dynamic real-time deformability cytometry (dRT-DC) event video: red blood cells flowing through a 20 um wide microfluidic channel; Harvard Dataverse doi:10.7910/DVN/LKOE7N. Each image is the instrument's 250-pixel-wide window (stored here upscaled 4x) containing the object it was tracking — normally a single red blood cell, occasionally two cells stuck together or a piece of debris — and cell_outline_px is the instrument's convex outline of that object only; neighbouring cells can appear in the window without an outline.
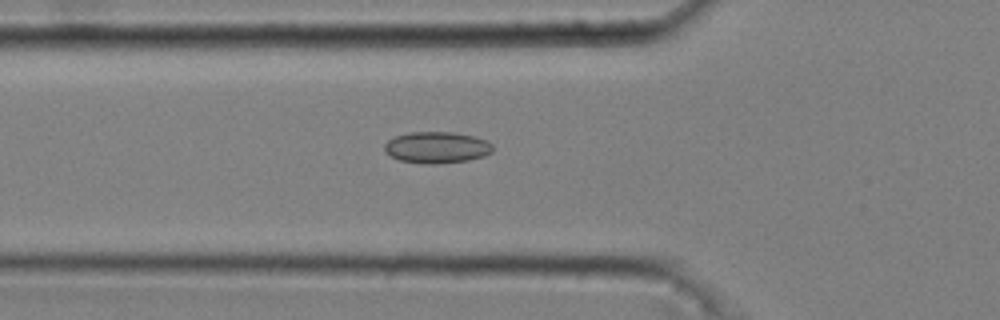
{"species": "common noctule bat (a hibernating species)", "species_latin": "Nyctalus noctula", "temperature_condition": "cold", "stored_images_in_passage": 50, "camera_frame_rate_fps": 3000, "um_per_image_px": 0.085, "animal": {"sex": "male", "body_mass_g": 20.4}, "frame": {"image": 1, "passage_image": 19, "time_ms": 6.0, "image_size_px": [1000, 320], "cell_outline_px": [[492, 152], [484, 156], [468, 160], [436, 164], [424, 164], [400, 160], [384, 152], [384, 144], [388, 140], [396, 136], [408, 132], [452, 132], [472, 136], [484, 140], [492, 144]], "centroid_in_image_um": [37.1, 12.53], "position_along_channel_um": 88.7, "area_um2": 19.77}}
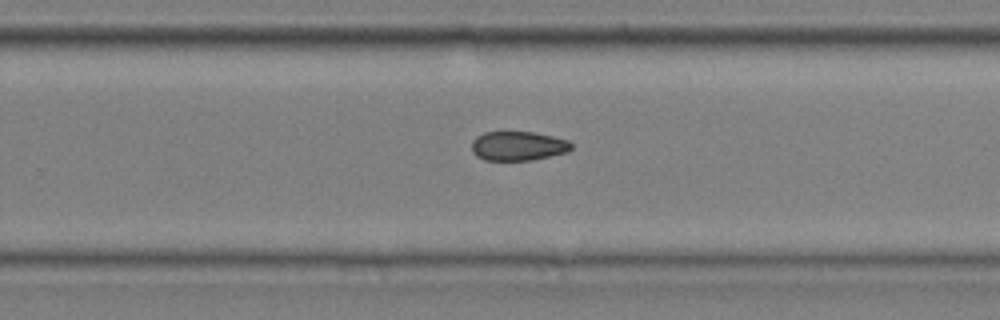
{"frame": {"image": 2, "passage_image": 35, "time_ms": 11.333, "image_size_px": [1000, 320], "cell_outline_px": [[572, 148], [568, 152], [552, 156], [532, 160], [484, 160], [476, 156], [472, 152], [472, 140], [476, 136], [484, 132], [532, 132], [552, 136], [568, 140], [572, 144]], "centroid_in_image_um": [44.03, 12.41], "position_along_channel_um": 285.8, "area_um2": 17.11}}
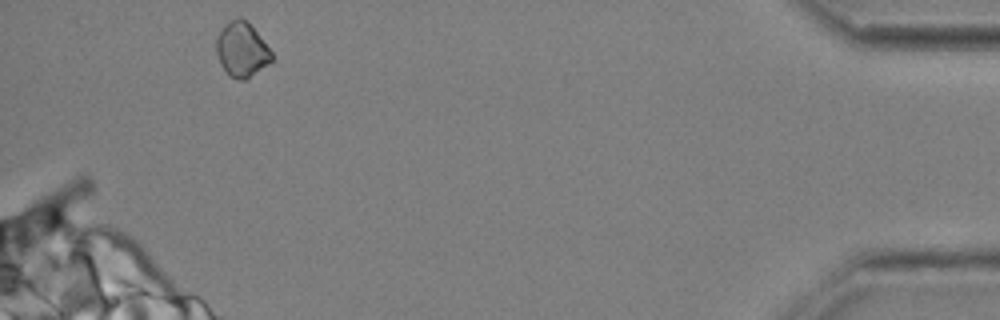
{"frame": {"image": 3, "passage_image": 50, "time_ms": 16.333, "image_size_px": [1000, 320], "cell_outline_px": [[272, 60], [268, 64], [244, 80], [240, 80], [228, 76], [220, 64], [216, 52], [216, 36], [224, 24], [236, 16], [240, 16], [256, 32], [272, 52]], "centroid_in_image_um": [20.5, 4.21], "position_along_channel_um": 414.7, "area_um2": 17.51}, "authors_computed_cell_mechanics": {"area_um2": 17.9758, "velocity_mm_per_s": 3.6932, "shape_relaxation_time_tau1_ms": null, "shape_relaxation_time_tau2_ms": 4.7418, "deformation_change_tau1": null, "deformation_change_tau2": 0.0879}}